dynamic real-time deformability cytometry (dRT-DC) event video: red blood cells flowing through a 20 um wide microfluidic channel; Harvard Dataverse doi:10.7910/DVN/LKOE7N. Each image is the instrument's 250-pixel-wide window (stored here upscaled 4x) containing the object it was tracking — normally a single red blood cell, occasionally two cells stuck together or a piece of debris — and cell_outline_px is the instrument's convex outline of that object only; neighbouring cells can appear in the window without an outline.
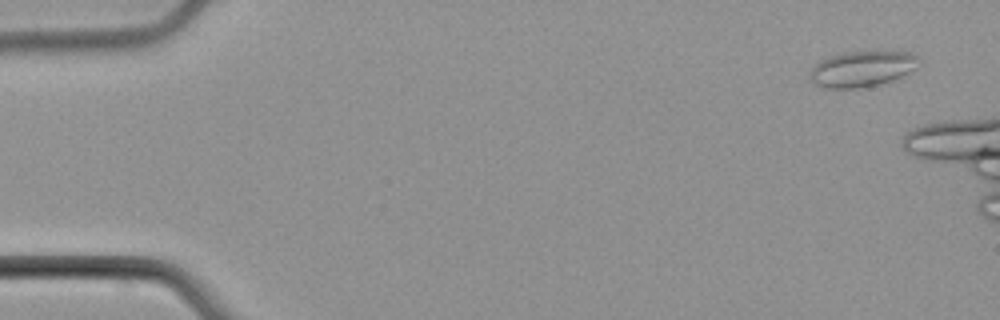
{"species": "common noctule bat (a hibernating species)", "species_latin": "Nyctalus noctula", "temperature_condition": "cold", "stored_images_in_passage": 5, "camera_frame_rate_fps": 3000, "um_per_image_px": 0.085, "animal": {"sex": "male", "body_mass_g": 21.5, "forearm_length_mm": 52.0}, "frame": {"image": 1, "passage_image": 1, "time_ms": 0.0, "image_size_px": [1000, 320], "cell_outline_px": [[924, 60], [916, 68], [892, 80], [880, 84], [856, 88], [824, 88], [812, 84], [808, 76], [812, 68], [820, 60], [828, 56], [844, 52], [912, 52]], "centroid_in_image_um": [73.27, 5.85], "position_along_channel_um": 11.7, "area_um2": 22.89}}